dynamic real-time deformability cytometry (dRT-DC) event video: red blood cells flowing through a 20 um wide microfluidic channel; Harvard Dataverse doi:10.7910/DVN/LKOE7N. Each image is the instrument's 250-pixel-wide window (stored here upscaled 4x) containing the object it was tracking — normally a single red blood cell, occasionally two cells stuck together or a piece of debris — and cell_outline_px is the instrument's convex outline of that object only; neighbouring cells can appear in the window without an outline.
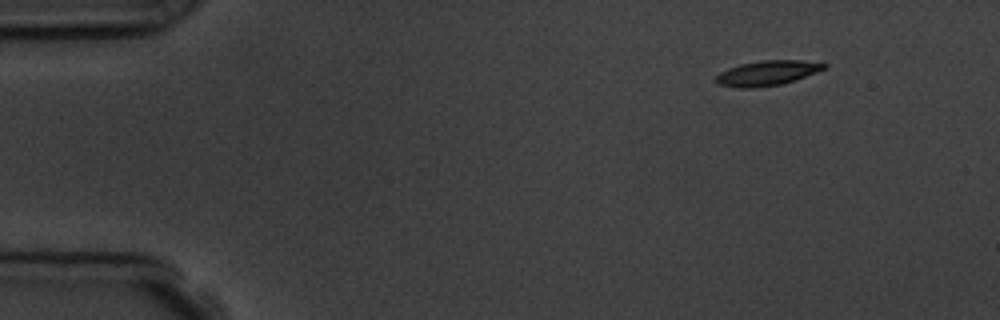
{"species": "common noctule bat (a hibernating species)", "species_latin": "Nyctalus noctula", "temperature_condition": "room temperature", "stored_images_in_passage": 4, "camera_frame_rate_fps": 3000, "um_per_image_px": 0.085, "animal": {"sex": "male", "body_mass_g": 19.5, "forearm_length_mm": 54.6}, "frame": {"image": 1, "passage_image": 1, "time_ms": 0.0, "image_size_px": [1000, 320], "cell_outline_px": [[828, 68], [796, 80], [780, 84], [752, 88], [740, 88], [716, 84], [716, 76], [720, 72], [728, 68], [740, 64], [760, 60], [800, 60], [828, 64]], "centroid_in_image_um": [65.23, 6.2], "position_along_channel_um": 19.8, "area_um2": 15.78}}
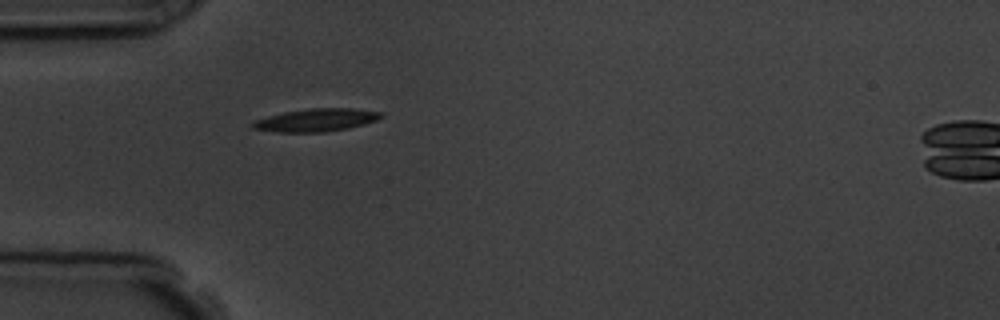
{"frame": {"image": 2, "passage_image": 3, "time_ms": 3.333, "image_size_px": [1000, 320], "cell_outline_px": [[384, 116], [376, 120], [364, 124], [348, 128], [324, 132], [280, 132], [252, 128], [252, 124], [256, 120], [268, 116], [284, 112], [308, 108], [352, 108], [384, 112]], "centroid_in_image_um": [26.93, 10.19], "position_along_channel_um": 58.1, "area_um2": 16.99}}